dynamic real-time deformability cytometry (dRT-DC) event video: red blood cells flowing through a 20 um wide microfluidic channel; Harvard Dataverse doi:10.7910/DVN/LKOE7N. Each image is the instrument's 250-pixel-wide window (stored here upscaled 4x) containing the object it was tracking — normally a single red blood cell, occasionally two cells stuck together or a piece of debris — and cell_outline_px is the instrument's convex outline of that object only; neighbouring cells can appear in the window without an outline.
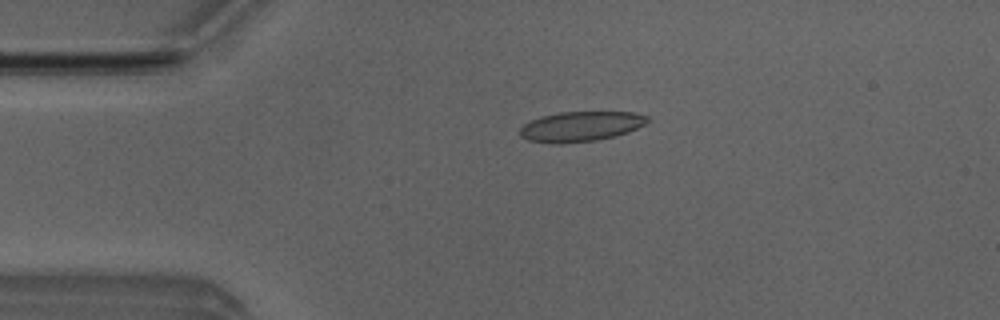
{"species": "Egyptian fruit bat (a non-hibernating species)", "species_latin": "Rousettus aegyptiacus", "temperature_condition": "room temperature", "stored_images_in_passage": 47, "camera_frame_rate_fps": 3000, "um_per_image_px": 0.085, "animal": {"sex": "male"}, "frame": {"image": 1, "passage_image": 7, "time_ms": 2.0, "image_size_px": [1000, 320], "cell_outline_px": [[652, 120], [628, 132], [616, 136], [596, 140], [556, 144], [528, 140], [520, 136], [520, 128], [524, 124], [540, 116], [560, 112], [632, 112], [648, 116]], "centroid_in_image_um": [49.37, 10.74], "position_along_channel_um": 35.6, "area_um2": 22.31}}
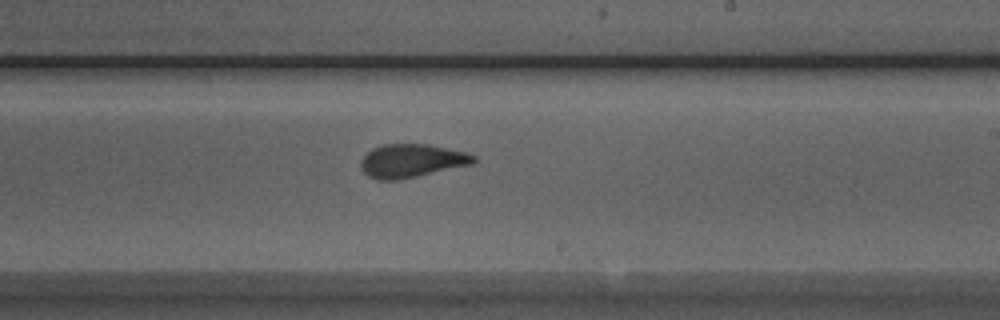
{"frame": {"image": 2, "passage_image": 26, "time_ms": 8.333, "image_size_px": [1000, 320], "cell_outline_px": [[476, 160], [472, 164], [416, 176], [396, 180], [376, 180], [368, 176], [364, 172], [360, 164], [360, 160], [372, 148], [384, 144], [428, 144], [464, 152], [476, 156]], "centroid_in_image_um": [34.95, 13.66], "position_along_channel_um": 254.0, "area_um2": 21.73}}
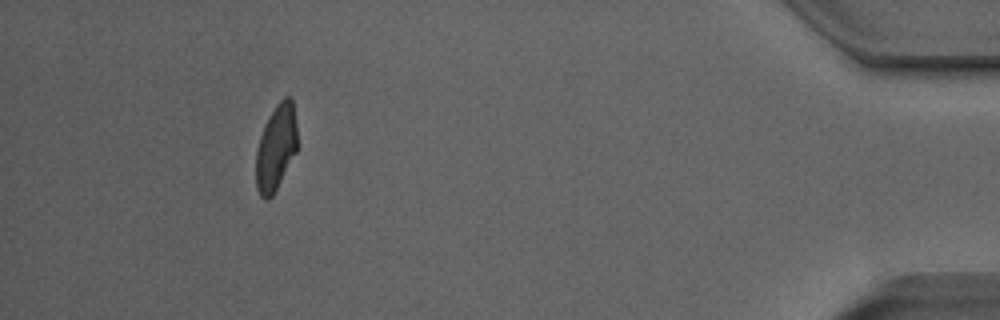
{"frame": {"image": 3, "passage_image": 43, "time_ms": 14.0, "image_size_px": [1000, 320], "cell_outline_px": [[296, 152], [272, 196], [268, 200], [264, 200], [260, 196], [256, 188], [256, 152], [260, 136], [276, 104], [284, 96], [292, 96], [296, 124]], "centroid_in_image_um": [23.45, 12.56], "position_along_channel_um": 411.7, "area_um2": 20.4}, "authors_computed_cell_mechanics": {"area_um2": 22.0796, "velocity_mm_per_s": 3.9699, "shape_relaxation_time_tau1_ms": 6.2582, "shape_relaxation_time_tau2_ms": 1.1794, "deformation_change_tau1": 0.1802, "deformation_change_tau2": 0.0716}}